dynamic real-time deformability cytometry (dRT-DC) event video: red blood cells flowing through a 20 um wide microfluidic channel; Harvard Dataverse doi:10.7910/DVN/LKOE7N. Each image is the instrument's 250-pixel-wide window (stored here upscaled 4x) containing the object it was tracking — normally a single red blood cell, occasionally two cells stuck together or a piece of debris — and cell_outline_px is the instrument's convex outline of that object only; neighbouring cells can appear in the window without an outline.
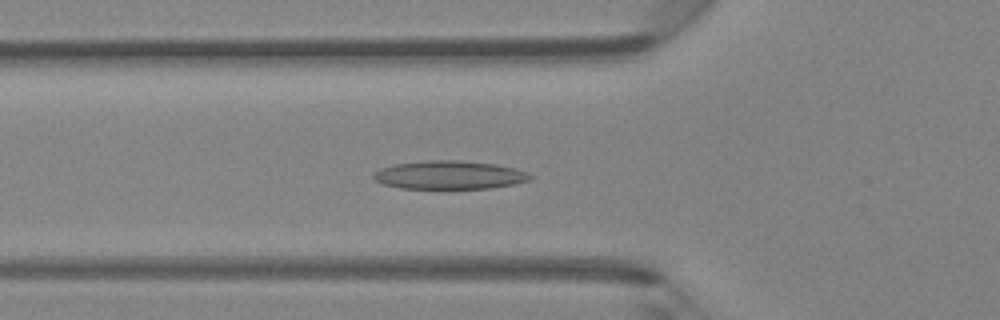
{"species": "Egyptian fruit bat (a non-hibernating species)", "species_latin": "Rousettus aegyptiacus", "temperature_condition": "room temperature", "stored_images_in_passage": 33, "camera_frame_rate_fps": 3000, "um_per_image_px": 0.085, "animal": {"sex": "female"}, "frame": {"image": 1, "passage_image": 7, "time_ms": 2.0, "image_size_px": [1000, 320], "cell_outline_px": [[536, 176], [528, 180], [512, 184], [492, 188], [400, 188], [384, 184], [376, 180], [372, 176], [380, 168], [392, 164], [428, 160], [456, 160], [496, 164], [516, 168]], "centroid_in_image_um": [38.21, 14.86], "position_along_channel_um": 87.6, "area_um2": 25.84}}
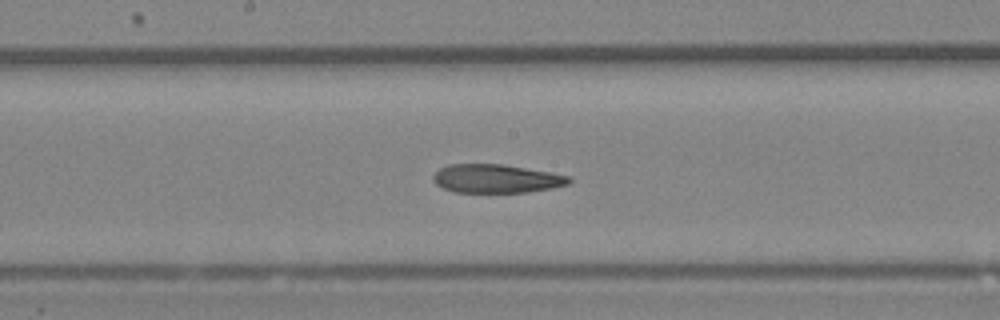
{"frame": {"image": 2, "passage_image": 15, "time_ms": 4.667, "image_size_px": [1000, 320], "cell_outline_px": [[572, 180], [568, 184], [552, 188], [528, 192], [452, 192], [436, 184], [432, 176], [440, 168], [448, 164], [504, 164], [572, 176]], "centroid_in_image_um": [42.2, 15.18], "position_along_channel_um": 206.0, "area_um2": 22.66}}
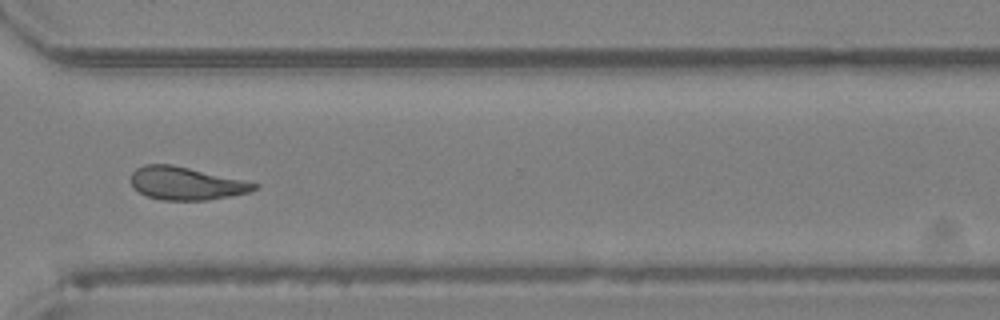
{"frame": {"image": 3, "passage_image": 25, "time_ms": 8.0, "image_size_px": [1000, 320], "cell_outline_px": [[260, 184], [256, 188], [248, 192], [208, 200], [160, 200], [148, 196], [132, 188], [132, 172], [136, 168], [144, 164], [172, 164], [244, 180]], "centroid_in_image_um": [15.79, 15.58], "position_along_channel_um": 354.8, "area_um2": 23.52}}